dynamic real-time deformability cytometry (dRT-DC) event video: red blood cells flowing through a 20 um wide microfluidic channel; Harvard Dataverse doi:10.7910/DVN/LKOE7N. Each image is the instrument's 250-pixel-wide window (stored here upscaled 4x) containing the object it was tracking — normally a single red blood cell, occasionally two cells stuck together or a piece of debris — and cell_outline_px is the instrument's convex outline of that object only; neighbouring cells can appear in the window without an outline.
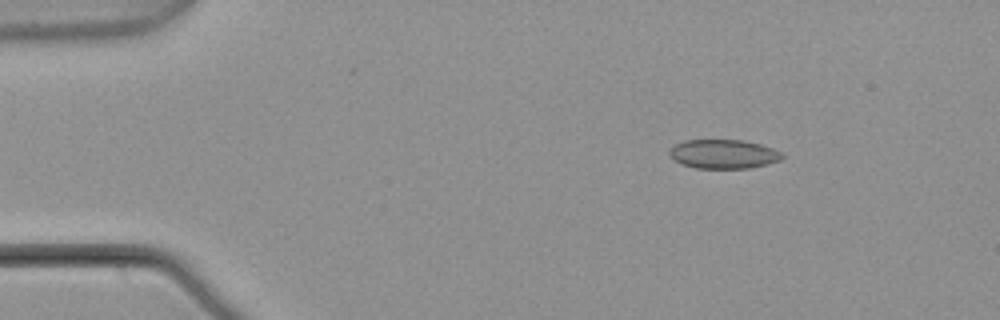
{"species": "common noctule bat (a hibernating species)", "species_latin": "Nyctalus noctula", "temperature_condition": "warm", "stored_images_in_passage": 4, "camera_frame_rate_fps": 3000, "um_per_image_px": 0.085, "animal": {"sex": "male", "body_mass_g": 21.5, "forearm_length_mm": 52.0}, "frame": {"image": 1, "passage_image": 2, "time_ms": 0.333, "image_size_px": [1000, 320], "cell_outline_px": [[784, 156], [780, 160], [768, 164], [748, 168], [696, 168], [680, 164], [668, 152], [676, 144], [684, 140], [744, 140], [760, 144], [784, 152]], "centroid_in_image_um": [61.54, 13.09], "position_along_channel_um": 23.5, "area_um2": 19.07}}
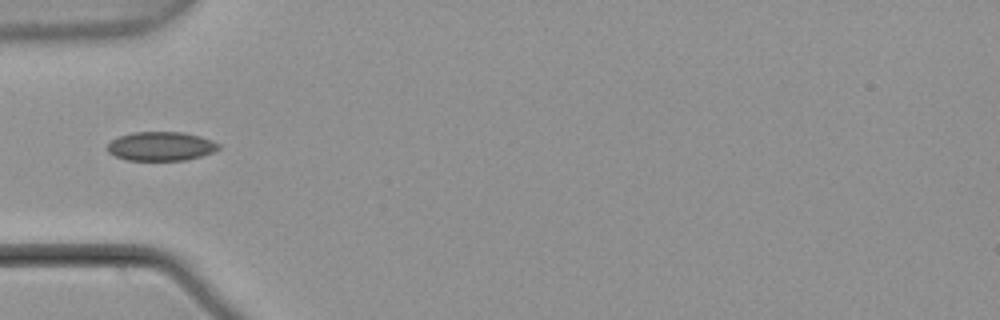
{"frame": {"image": 2, "passage_image": 4, "time_ms": 1.0, "image_size_px": [1000, 320], "cell_outline_px": [[220, 148], [212, 152], [200, 156], [184, 160], [128, 160], [116, 156], [108, 152], [108, 144], [112, 140], [120, 136], [132, 132], [184, 132], [200, 136], [212, 140], [220, 144]], "centroid_in_image_um": [13.7, 12.42], "position_along_channel_um": 71.3, "area_um2": 18.67}}